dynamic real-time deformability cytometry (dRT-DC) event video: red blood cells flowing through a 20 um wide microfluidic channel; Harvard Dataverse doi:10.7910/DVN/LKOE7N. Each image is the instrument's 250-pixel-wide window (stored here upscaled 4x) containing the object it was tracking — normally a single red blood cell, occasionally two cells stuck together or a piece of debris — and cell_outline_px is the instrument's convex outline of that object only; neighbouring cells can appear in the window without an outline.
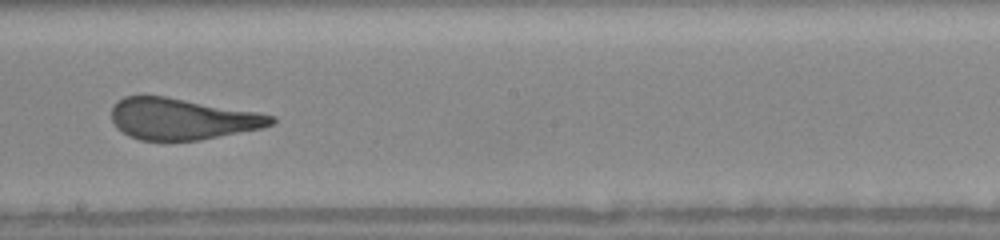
{"species": "human", "species_latin": "Homo sapiens", "temperature_condition": "warm", "stored_images_in_passage": 47, "camera_frame_rate_fps": 3000, "um_per_image_px": 0.085, "donor": {"sex": "female"}, "frame": {"image": 1, "passage_image": 27, "time_ms": 8.667, "image_size_px": [1000, 240], "cell_outline_px": [[276, 120], [272, 124], [264, 128], [200, 140], [140, 140], [128, 136], [116, 128], [112, 120], [112, 104], [116, 100], [124, 96], [164, 96], [256, 112], [276, 116]], "centroid_in_image_um": [15.45, 10.11], "position_along_channel_um": 232.7, "area_um2": 38.49}}
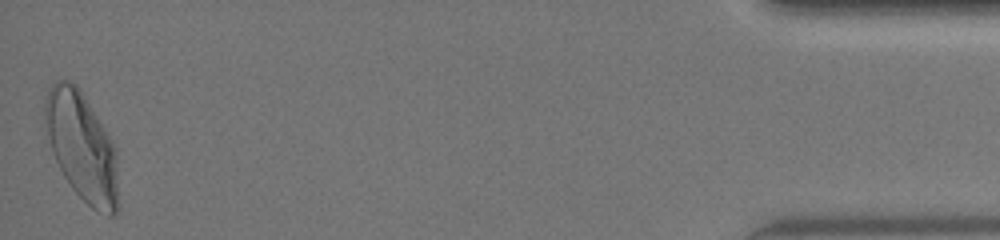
{"frame": {"image": 2, "passage_image": 47, "time_ms": 15.333, "image_size_px": [1000, 240], "cell_outline_px": [[120, 208], [112, 216], [108, 216], [92, 208], [72, 188], [64, 176], [52, 152], [44, 120], [44, 96], [52, 84], [56, 80], [72, 80], [76, 84], [108, 136], [116, 152]], "centroid_in_image_um": [6.95, 12.5], "position_along_channel_um": 428.2, "area_um2": 46.07}, "authors_computed_cell_mechanics": {"area_um2": 40.171, "velocity_mm_per_s": 4.1438, "shape_relaxation_time_tau1_ms": 5.8685, "shape_relaxation_time_tau2_ms": 0.6881, "deformation_change_tau1": 0.2181, "deformation_change_tau2": 0.104}}